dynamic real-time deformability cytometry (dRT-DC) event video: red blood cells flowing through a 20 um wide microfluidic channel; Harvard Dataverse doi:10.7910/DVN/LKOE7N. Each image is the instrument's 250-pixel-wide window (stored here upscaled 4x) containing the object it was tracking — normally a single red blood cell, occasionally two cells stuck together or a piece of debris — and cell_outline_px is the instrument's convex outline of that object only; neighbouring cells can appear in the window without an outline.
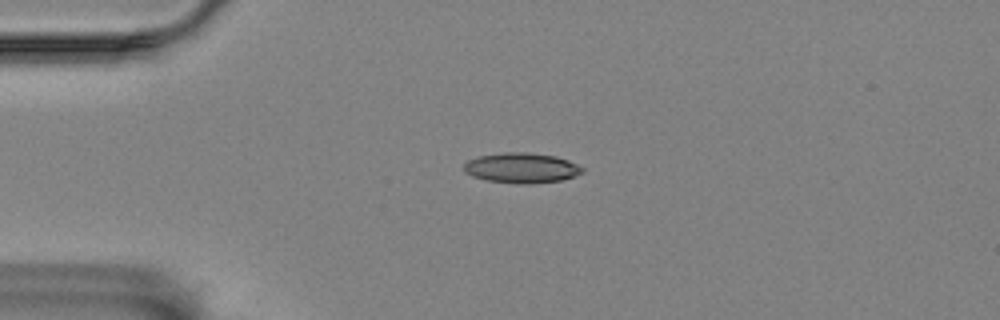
{"species": "Egyptian fruit bat (a non-hibernating species)", "species_latin": "Rousettus aegyptiacus", "temperature_condition": "room temperature", "stored_images_in_passage": 11, "camera_frame_rate_fps": 3000, "um_per_image_px": 0.085, "animal": {"sex": "female"}, "frame": {"image": 1, "passage_image": 1, "time_ms": 0.0, "image_size_px": [1000, 320], "cell_outline_px": [[584, 172], [560, 180], [528, 184], [520, 184], [488, 180], [472, 176], [464, 172], [464, 164], [468, 160], [480, 156], [504, 152], [528, 152], [556, 156], [568, 160], [584, 168]], "centroid_in_image_um": [44.32, 14.26], "position_along_channel_um": 40.7, "area_um2": 20.69}}
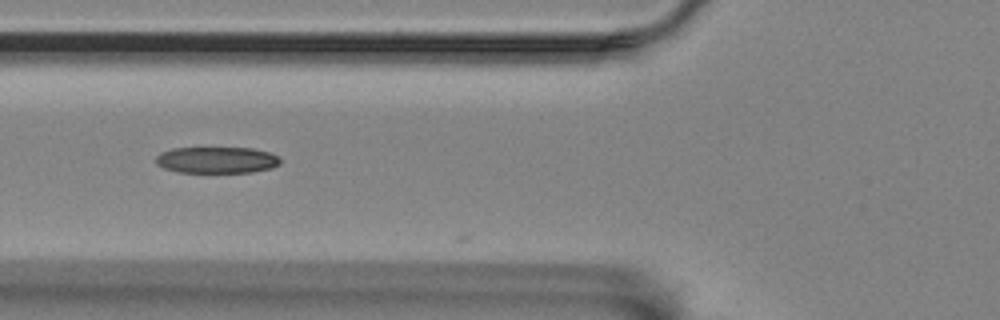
{"frame": {"image": 2, "passage_image": 9, "time_ms": 2.667, "image_size_px": [1000, 320], "cell_outline_px": [[280, 164], [272, 168], [252, 172], [180, 172], [164, 168], [156, 164], [156, 156], [160, 152], [172, 148], [252, 148], [268, 152], [276, 156], [280, 160]], "centroid_in_image_um": [18.4, 13.6], "position_along_channel_um": 107.4, "area_um2": 19.07}}